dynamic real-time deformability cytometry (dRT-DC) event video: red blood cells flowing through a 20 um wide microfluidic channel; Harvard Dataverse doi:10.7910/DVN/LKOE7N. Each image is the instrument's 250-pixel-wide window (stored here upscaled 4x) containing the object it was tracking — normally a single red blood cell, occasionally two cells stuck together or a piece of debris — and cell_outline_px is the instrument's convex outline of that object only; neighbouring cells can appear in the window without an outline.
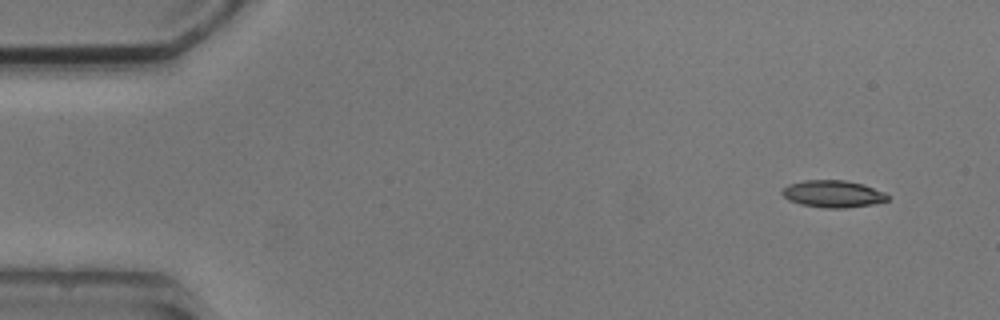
{"species": "common noctule bat (a hibernating species)", "species_latin": "Nyctalus noctula", "temperature_condition": "cold", "stored_images_in_passage": 3, "camera_frame_rate_fps": 3000, "um_per_image_px": 0.085, "animal": {"sex": "male", "body_mass_g": 20.5, "forearm_length_mm": 52.5}, "frame": {"image": 1, "passage_image": 1, "time_ms": 0.0, "image_size_px": [1000, 320], "cell_outline_px": [[888, 200], [872, 204], [844, 208], [824, 208], [800, 204], [788, 200], [780, 192], [788, 184], [804, 180], [844, 180], [864, 184], [884, 192], [888, 196]], "centroid_in_image_um": [70.78, 16.47], "position_along_channel_um": 14.2, "area_um2": 16.65}}
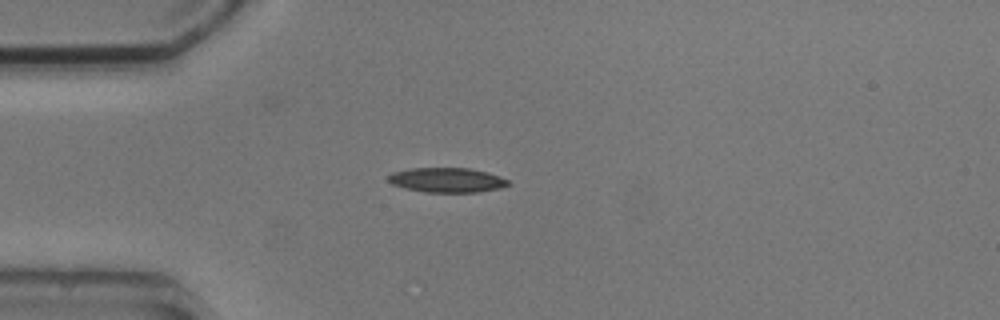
{"frame": {"image": 2, "passage_image": 3, "time_ms": 3.333, "image_size_px": [1000, 320], "cell_outline_px": [[512, 184], [500, 188], [476, 192], [424, 192], [404, 188], [392, 184], [388, 180], [388, 176], [392, 172], [408, 168], [468, 168], [488, 172], [500, 176], [508, 180]], "centroid_in_image_um": [37.99, 15.3], "position_along_channel_um": 47.0, "area_um2": 17.34}}